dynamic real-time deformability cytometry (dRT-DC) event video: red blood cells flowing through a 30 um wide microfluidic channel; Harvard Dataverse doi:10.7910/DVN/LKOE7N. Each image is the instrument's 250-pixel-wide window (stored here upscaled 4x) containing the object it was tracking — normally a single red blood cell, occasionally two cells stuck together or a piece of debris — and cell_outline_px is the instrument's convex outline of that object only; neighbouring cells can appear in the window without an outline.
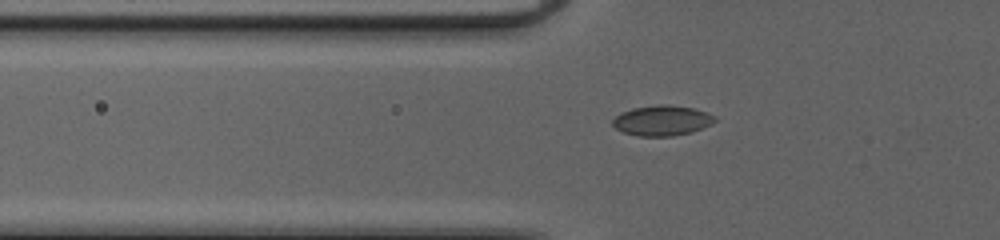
{"species": "common noctule bat (a hibernating species)", "species_latin": "Nyctalus noctula", "temperature_condition": "cold", "stored_images_in_passage": 53, "camera_frame_rate_fps": 3000, "um_per_image_px": 0.085, "animal": {"sex": "female", "body_mass_g": 20.0, "forearm_length_mm": 54.0}, "frame": {"image": 1, "passage_image": 21, "time_ms": 6.667, "image_size_px": [1000, 240], "cell_outline_px": [[716, 120], [712, 124], [692, 132], [672, 136], [636, 136], [624, 132], [616, 128], [612, 124], [612, 120], [620, 112], [632, 108], [660, 104], [668, 104], [692, 108], [716, 116]], "centroid_in_image_um": [56.26, 10.24], "position_along_channel_um": 69.5, "area_um2": 18.03}}
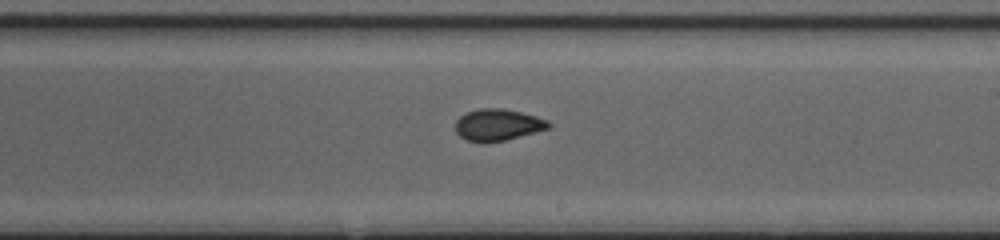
{"frame": {"image": 2, "passage_image": 34, "time_ms": 11.0, "image_size_px": [1000, 240], "cell_outline_px": [[552, 128], [504, 140], [468, 140], [460, 136], [456, 132], [456, 120], [460, 116], [468, 112], [480, 108], [500, 108], [520, 112], [536, 116], [548, 120], [552, 124]], "centroid_in_image_um": [42.37, 10.58], "position_along_channel_um": 246.6, "area_um2": 16.76}}
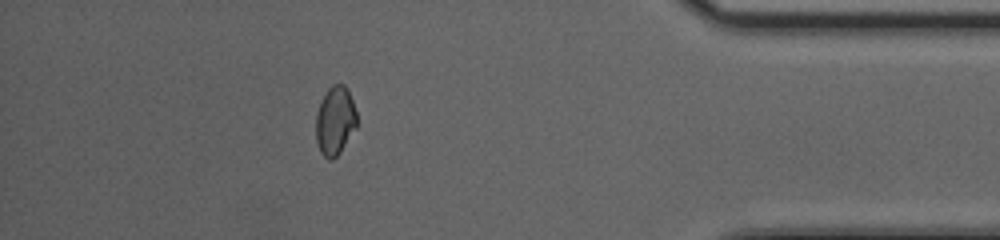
{"frame": {"image": 3, "passage_image": 48, "time_ms": 15.667, "image_size_px": [1000, 240], "cell_outline_px": [[356, 128], [340, 152], [332, 160], [328, 160], [320, 152], [316, 140], [316, 112], [328, 88], [332, 84], [344, 84], [352, 100], [356, 112]], "centroid_in_image_um": [28.47, 10.28], "position_along_channel_um": 406.7, "area_um2": 16.24}}